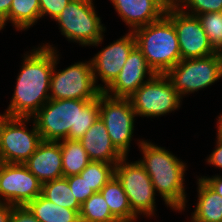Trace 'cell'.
<instances>
[{
    "instance_id": "obj_1",
    "label": "cell",
    "mask_w": 222,
    "mask_h": 222,
    "mask_svg": "<svg viewBox=\"0 0 222 222\" xmlns=\"http://www.w3.org/2000/svg\"><path fill=\"white\" fill-rule=\"evenodd\" d=\"M33 50L24 57L14 94L3 114L5 116L32 118L50 99L48 91L55 63V49L47 44Z\"/></svg>"
},
{
    "instance_id": "obj_2",
    "label": "cell",
    "mask_w": 222,
    "mask_h": 222,
    "mask_svg": "<svg viewBox=\"0 0 222 222\" xmlns=\"http://www.w3.org/2000/svg\"><path fill=\"white\" fill-rule=\"evenodd\" d=\"M99 118V96L93 100L49 99L33 116L43 141L79 140Z\"/></svg>"
},
{
    "instance_id": "obj_3",
    "label": "cell",
    "mask_w": 222,
    "mask_h": 222,
    "mask_svg": "<svg viewBox=\"0 0 222 222\" xmlns=\"http://www.w3.org/2000/svg\"><path fill=\"white\" fill-rule=\"evenodd\" d=\"M139 147L144 155L139 162L150 176L155 191H159L165 204L172 209L185 210V163L165 148L152 143L140 141Z\"/></svg>"
},
{
    "instance_id": "obj_4",
    "label": "cell",
    "mask_w": 222,
    "mask_h": 222,
    "mask_svg": "<svg viewBox=\"0 0 222 222\" xmlns=\"http://www.w3.org/2000/svg\"><path fill=\"white\" fill-rule=\"evenodd\" d=\"M136 46L156 74H165L180 60L178 37L173 23L164 15L133 31Z\"/></svg>"
},
{
    "instance_id": "obj_5",
    "label": "cell",
    "mask_w": 222,
    "mask_h": 222,
    "mask_svg": "<svg viewBox=\"0 0 222 222\" xmlns=\"http://www.w3.org/2000/svg\"><path fill=\"white\" fill-rule=\"evenodd\" d=\"M92 0H71L57 16L61 34L69 41L79 45H95L102 43L105 27L94 10ZM98 44V45H97Z\"/></svg>"
},
{
    "instance_id": "obj_6",
    "label": "cell",
    "mask_w": 222,
    "mask_h": 222,
    "mask_svg": "<svg viewBox=\"0 0 222 222\" xmlns=\"http://www.w3.org/2000/svg\"><path fill=\"white\" fill-rule=\"evenodd\" d=\"M165 75L173 88L183 95L204 89L222 77V53L195 59H181Z\"/></svg>"
},
{
    "instance_id": "obj_7",
    "label": "cell",
    "mask_w": 222,
    "mask_h": 222,
    "mask_svg": "<svg viewBox=\"0 0 222 222\" xmlns=\"http://www.w3.org/2000/svg\"><path fill=\"white\" fill-rule=\"evenodd\" d=\"M55 50V63L50 79V99L93 100L103 91V85H96L91 62H79L60 72L55 66L58 55Z\"/></svg>"
},
{
    "instance_id": "obj_8",
    "label": "cell",
    "mask_w": 222,
    "mask_h": 222,
    "mask_svg": "<svg viewBox=\"0 0 222 222\" xmlns=\"http://www.w3.org/2000/svg\"><path fill=\"white\" fill-rule=\"evenodd\" d=\"M30 119L0 114V153L4 163H25L43 141L35 121L32 130H27L26 121Z\"/></svg>"
},
{
    "instance_id": "obj_9",
    "label": "cell",
    "mask_w": 222,
    "mask_h": 222,
    "mask_svg": "<svg viewBox=\"0 0 222 222\" xmlns=\"http://www.w3.org/2000/svg\"><path fill=\"white\" fill-rule=\"evenodd\" d=\"M181 97L165 74H155L130 97L137 116L157 117L180 107Z\"/></svg>"
},
{
    "instance_id": "obj_10",
    "label": "cell",
    "mask_w": 222,
    "mask_h": 222,
    "mask_svg": "<svg viewBox=\"0 0 222 222\" xmlns=\"http://www.w3.org/2000/svg\"><path fill=\"white\" fill-rule=\"evenodd\" d=\"M135 116L129 98L111 97L103 91L99 94V117L107 128L112 144L126 157L133 136Z\"/></svg>"
},
{
    "instance_id": "obj_11",
    "label": "cell",
    "mask_w": 222,
    "mask_h": 222,
    "mask_svg": "<svg viewBox=\"0 0 222 222\" xmlns=\"http://www.w3.org/2000/svg\"><path fill=\"white\" fill-rule=\"evenodd\" d=\"M123 156L116 163L114 176L123 186L132 211L138 214L151 216L155 212V188L148 173L139 161L126 162Z\"/></svg>"
},
{
    "instance_id": "obj_12",
    "label": "cell",
    "mask_w": 222,
    "mask_h": 222,
    "mask_svg": "<svg viewBox=\"0 0 222 222\" xmlns=\"http://www.w3.org/2000/svg\"><path fill=\"white\" fill-rule=\"evenodd\" d=\"M165 16L176 30L181 59L204 58L217 53L197 16L191 15L186 9H180L173 1L167 7Z\"/></svg>"
},
{
    "instance_id": "obj_13",
    "label": "cell",
    "mask_w": 222,
    "mask_h": 222,
    "mask_svg": "<svg viewBox=\"0 0 222 222\" xmlns=\"http://www.w3.org/2000/svg\"><path fill=\"white\" fill-rule=\"evenodd\" d=\"M41 190L42 183L24 164L4 163L0 167V196L5 203L26 206Z\"/></svg>"
},
{
    "instance_id": "obj_14",
    "label": "cell",
    "mask_w": 222,
    "mask_h": 222,
    "mask_svg": "<svg viewBox=\"0 0 222 222\" xmlns=\"http://www.w3.org/2000/svg\"><path fill=\"white\" fill-rule=\"evenodd\" d=\"M135 46L136 39L130 31L98 52L90 61L95 83L99 75L101 81L105 83L103 90L106 89L116 79Z\"/></svg>"
},
{
    "instance_id": "obj_15",
    "label": "cell",
    "mask_w": 222,
    "mask_h": 222,
    "mask_svg": "<svg viewBox=\"0 0 222 222\" xmlns=\"http://www.w3.org/2000/svg\"><path fill=\"white\" fill-rule=\"evenodd\" d=\"M148 74L149 78L144 80ZM156 73L148 65L140 49L135 46L116 79L103 92L115 98H129ZM111 93V94H110Z\"/></svg>"
},
{
    "instance_id": "obj_16",
    "label": "cell",
    "mask_w": 222,
    "mask_h": 222,
    "mask_svg": "<svg viewBox=\"0 0 222 222\" xmlns=\"http://www.w3.org/2000/svg\"><path fill=\"white\" fill-rule=\"evenodd\" d=\"M123 22L132 32L161 19L172 0H111Z\"/></svg>"
},
{
    "instance_id": "obj_17",
    "label": "cell",
    "mask_w": 222,
    "mask_h": 222,
    "mask_svg": "<svg viewBox=\"0 0 222 222\" xmlns=\"http://www.w3.org/2000/svg\"><path fill=\"white\" fill-rule=\"evenodd\" d=\"M23 164L42 184L63 178L60 141H42Z\"/></svg>"
},
{
    "instance_id": "obj_18",
    "label": "cell",
    "mask_w": 222,
    "mask_h": 222,
    "mask_svg": "<svg viewBox=\"0 0 222 222\" xmlns=\"http://www.w3.org/2000/svg\"><path fill=\"white\" fill-rule=\"evenodd\" d=\"M79 141L86 150L90 161L116 164L123 157L112 144L107 128L100 117Z\"/></svg>"
},
{
    "instance_id": "obj_19",
    "label": "cell",
    "mask_w": 222,
    "mask_h": 222,
    "mask_svg": "<svg viewBox=\"0 0 222 222\" xmlns=\"http://www.w3.org/2000/svg\"><path fill=\"white\" fill-rule=\"evenodd\" d=\"M190 222H222V197L201 178L198 179V202Z\"/></svg>"
},
{
    "instance_id": "obj_20",
    "label": "cell",
    "mask_w": 222,
    "mask_h": 222,
    "mask_svg": "<svg viewBox=\"0 0 222 222\" xmlns=\"http://www.w3.org/2000/svg\"><path fill=\"white\" fill-rule=\"evenodd\" d=\"M111 214L119 222H134L138 216L132 211L128 197L118 179L113 176L100 190Z\"/></svg>"
},
{
    "instance_id": "obj_21",
    "label": "cell",
    "mask_w": 222,
    "mask_h": 222,
    "mask_svg": "<svg viewBox=\"0 0 222 222\" xmlns=\"http://www.w3.org/2000/svg\"><path fill=\"white\" fill-rule=\"evenodd\" d=\"M26 207L40 222H81L78 211L56 205L42 195L30 201Z\"/></svg>"
},
{
    "instance_id": "obj_22",
    "label": "cell",
    "mask_w": 222,
    "mask_h": 222,
    "mask_svg": "<svg viewBox=\"0 0 222 222\" xmlns=\"http://www.w3.org/2000/svg\"><path fill=\"white\" fill-rule=\"evenodd\" d=\"M63 177L79 175L90 163L86 150L79 140L60 141Z\"/></svg>"
},
{
    "instance_id": "obj_23",
    "label": "cell",
    "mask_w": 222,
    "mask_h": 222,
    "mask_svg": "<svg viewBox=\"0 0 222 222\" xmlns=\"http://www.w3.org/2000/svg\"><path fill=\"white\" fill-rule=\"evenodd\" d=\"M41 18L39 0H13L9 16L0 24L4 28L6 21L10 20L18 30H26Z\"/></svg>"
},
{
    "instance_id": "obj_24",
    "label": "cell",
    "mask_w": 222,
    "mask_h": 222,
    "mask_svg": "<svg viewBox=\"0 0 222 222\" xmlns=\"http://www.w3.org/2000/svg\"><path fill=\"white\" fill-rule=\"evenodd\" d=\"M41 195L56 205L80 213L81 205L76 201L65 177L43 183Z\"/></svg>"
},
{
    "instance_id": "obj_25",
    "label": "cell",
    "mask_w": 222,
    "mask_h": 222,
    "mask_svg": "<svg viewBox=\"0 0 222 222\" xmlns=\"http://www.w3.org/2000/svg\"><path fill=\"white\" fill-rule=\"evenodd\" d=\"M81 222H119L110 212L109 206L100 192L91 195L80 210Z\"/></svg>"
},
{
    "instance_id": "obj_26",
    "label": "cell",
    "mask_w": 222,
    "mask_h": 222,
    "mask_svg": "<svg viewBox=\"0 0 222 222\" xmlns=\"http://www.w3.org/2000/svg\"><path fill=\"white\" fill-rule=\"evenodd\" d=\"M116 164L90 161V163L79 174L90 188L96 193L106 185L114 176Z\"/></svg>"
},
{
    "instance_id": "obj_27",
    "label": "cell",
    "mask_w": 222,
    "mask_h": 222,
    "mask_svg": "<svg viewBox=\"0 0 222 222\" xmlns=\"http://www.w3.org/2000/svg\"><path fill=\"white\" fill-rule=\"evenodd\" d=\"M210 44L222 53V12H209L196 15Z\"/></svg>"
},
{
    "instance_id": "obj_28",
    "label": "cell",
    "mask_w": 222,
    "mask_h": 222,
    "mask_svg": "<svg viewBox=\"0 0 222 222\" xmlns=\"http://www.w3.org/2000/svg\"><path fill=\"white\" fill-rule=\"evenodd\" d=\"M180 9H191V15H201L209 12H222V0H172ZM180 1V2H179ZM183 4V5H182Z\"/></svg>"
},
{
    "instance_id": "obj_29",
    "label": "cell",
    "mask_w": 222,
    "mask_h": 222,
    "mask_svg": "<svg viewBox=\"0 0 222 222\" xmlns=\"http://www.w3.org/2000/svg\"><path fill=\"white\" fill-rule=\"evenodd\" d=\"M76 201L82 205L95 192L80 175L65 177Z\"/></svg>"
},
{
    "instance_id": "obj_30",
    "label": "cell",
    "mask_w": 222,
    "mask_h": 222,
    "mask_svg": "<svg viewBox=\"0 0 222 222\" xmlns=\"http://www.w3.org/2000/svg\"><path fill=\"white\" fill-rule=\"evenodd\" d=\"M71 0H39L40 16L49 15L56 19Z\"/></svg>"
},
{
    "instance_id": "obj_31",
    "label": "cell",
    "mask_w": 222,
    "mask_h": 222,
    "mask_svg": "<svg viewBox=\"0 0 222 222\" xmlns=\"http://www.w3.org/2000/svg\"><path fill=\"white\" fill-rule=\"evenodd\" d=\"M9 222H40L26 206H13Z\"/></svg>"
},
{
    "instance_id": "obj_32",
    "label": "cell",
    "mask_w": 222,
    "mask_h": 222,
    "mask_svg": "<svg viewBox=\"0 0 222 222\" xmlns=\"http://www.w3.org/2000/svg\"><path fill=\"white\" fill-rule=\"evenodd\" d=\"M216 149L209 155L207 162L213 166L222 168V136L217 134Z\"/></svg>"
},
{
    "instance_id": "obj_33",
    "label": "cell",
    "mask_w": 222,
    "mask_h": 222,
    "mask_svg": "<svg viewBox=\"0 0 222 222\" xmlns=\"http://www.w3.org/2000/svg\"><path fill=\"white\" fill-rule=\"evenodd\" d=\"M201 179L218 195L222 197V177L221 176H213V177H201Z\"/></svg>"
},
{
    "instance_id": "obj_34",
    "label": "cell",
    "mask_w": 222,
    "mask_h": 222,
    "mask_svg": "<svg viewBox=\"0 0 222 222\" xmlns=\"http://www.w3.org/2000/svg\"><path fill=\"white\" fill-rule=\"evenodd\" d=\"M13 205L0 202V222H9Z\"/></svg>"
},
{
    "instance_id": "obj_35",
    "label": "cell",
    "mask_w": 222,
    "mask_h": 222,
    "mask_svg": "<svg viewBox=\"0 0 222 222\" xmlns=\"http://www.w3.org/2000/svg\"><path fill=\"white\" fill-rule=\"evenodd\" d=\"M13 0H0V24L9 16Z\"/></svg>"
},
{
    "instance_id": "obj_36",
    "label": "cell",
    "mask_w": 222,
    "mask_h": 222,
    "mask_svg": "<svg viewBox=\"0 0 222 222\" xmlns=\"http://www.w3.org/2000/svg\"><path fill=\"white\" fill-rule=\"evenodd\" d=\"M218 126H217V129H218V135L222 136V114H220V116H218Z\"/></svg>"
},
{
    "instance_id": "obj_37",
    "label": "cell",
    "mask_w": 222,
    "mask_h": 222,
    "mask_svg": "<svg viewBox=\"0 0 222 222\" xmlns=\"http://www.w3.org/2000/svg\"><path fill=\"white\" fill-rule=\"evenodd\" d=\"M4 164L2 157H1V153H0V167Z\"/></svg>"
}]
</instances>
